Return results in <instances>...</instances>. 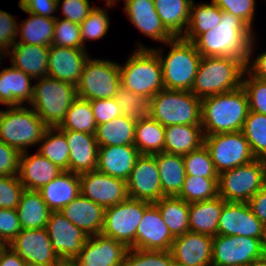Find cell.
<instances>
[{"mask_svg":"<svg viewBox=\"0 0 266 266\" xmlns=\"http://www.w3.org/2000/svg\"><path fill=\"white\" fill-rule=\"evenodd\" d=\"M81 195L107 208L128 198L126 181L97 170L79 175Z\"/></svg>","mask_w":266,"mask_h":266,"instance_id":"e0dca14e","label":"cell"},{"mask_svg":"<svg viewBox=\"0 0 266 266\" xmlns=\"http://www.w3.org/2000/svg\"><path fill=\"white\" fill-rule=\"evenodd\" d=\"M21 152L19 164V179L26 190L39 191L44 185L52 181L63 170L53 164L48 158L36 152L34 155Z\"/></svg>","mask_w":266,"mask_h":266,"instance_id":"484cf974","label":"cell"},{"mask_svg":"<svg viewBox=\"0 0 266 266\" xmlns=\"http://www.w3.org/2000/svg\"><path fill=\"white\" fill-rule=\"evenodd\" d=\"M186 176L218 178L214 163L207 147L203 144L196 150L183 156Z\"/></svg>","mask_w":266,"mask_h":266,"instance_id":"bcb514c9","label":"cell"},{"mask_svg":"<svg viewBox=\"0 0 266 266\" xmlns=\"http://www.w3.org/2000/svg\"><path fill=\"white\" fill-rule=\"evenodd\" d=\"M246 70L253 76L261 80H266V51L257 55L255 59L249 60Z\"/></svg>","mask_w":266,"mask_h":266,"instance_id":"6125c7cd","label":"cell"},{"mask_svg":"<svg viewBox=\"0 0 266 266\" xmlns=\"http://www.w3.org/2000/svg\"><path fill=\"white\" fill-rule=\"evenodd\" d=\"M149 105V115L164 127L201 125V99L191 91L163 89Z\"/></svg>","mask_w":266,"mask_h":266,"instance_id":"52a82bcc","label":"cell"},{"mask_svg":"<svg viewBox=\"0 0 266 266\" xmlns=\"http://www.w3.org/2000/svg\"><path fill=\"white\" fill-rule=\"evenodd\" d=\"M108 10L102 7H95L89 15L80 23L81 39L85 48L86 40H98L104 38L110 27Z\"/></svg>","mask_w":266,"mask_h":266,"instance_id":"7dc6e473","label":"cell"},{"mask_svg":"<svg viewBox=\"0 0 266 266\" xmlns=\"http://www.w3.org/2000/svg\"><path fill=\"white\" fill-rule=\"evenodd\" d=\"M201 125H171L165 127L164 152L185 156L204 144Z\"/></svg>","mask_w":266,"mask_h":266,"instance_id":"1f68e13d","label":"cell"},{"mask_svg":"<svg viewBox=\"0 0 266 266\" xmlns=\"http://www.w3.org/2000/svg\"><path fill=\"white\" fill-rule=\"evenodd\" d=\"M33 78L22 70L13 66L0 71V104L21 106L27 101L30 104L33 98Z\"/></svg>","mask_w":266,"mask_h":266,"instance_id":"f1b7e54d","label":"cell"},{"mask_svg":"<svg viewBox=\"0 0 266 266\" xmlns=\"http://www.w3.org/2000/svg\"><path fill=\"white\" fill-rule=\"evenodd\" d=\"M165 127L150 115L136 121L134 146L140 154L164 152Z\"/></svg>","mask_w":266,"mask_h":266,"instance_id":"8d00e7d4","label":"cell"},{"mask_svg":"<svg viewBox=\"0 0 266 266\" xmlns=\"http://www.w3.org/2000/svg\"><path fill=\"white\" fill-rule=\"evenodd\" d=\"M128 249L124 243L100 233L88 236L72 262L76 266H124Z\"/></svg>","mask_w":266,"mask_h":266,"instance_id":"ac0fdd59","label":"cell"},{"mask_svg":"<svg viewBox=\"0 0 266 266\" xmlns=\"http://www.w3.org/2000/svg\"><path fill=\"white\" fill-rule=\"evenodd\" d=\"M261 247L266 258V224L263 226V234L261 238Z\"/></svg>","mask_w":266,"mask_h":266,"instance_id":"e7e4bbea","label":"cell"},{"mask_svg":"<svg viewBox=\"0 0 266 266\" xmlns=\"http://www.w3.org/2000/svg\"><path fill=\"white\" fill-rule=\"evenodd\" d=\"M21 152L0 141V176L18 175Z\"/></svg>","mask_w":266,"mask_h":266,"instance_id":"9f6ffc18","label":"cell"},{"mask_svg":"<svg viewBox=\"0 0 266 266\" xmlns=\"http://www.w3.org/2000/svg\"><path fill=\"white\" fill-rule=\"evenodd\" d=\"M61 0H19L18 6L25 13L47 18H56L53 14L60 7Z\"/></svg>","mask_w":266,"mask_h":266,"instance_id":"6f0895ef","label":"cell"},{"mask_svg":"<svg viewBox=\"0 0 266 266\" xmlns=\"http://www.w3.org/2000/svg\"><path fill=\"white\" fill-rule=\"evenodd\" d=\"M157 14L174 37H183L189 24L193 0H153Z\"/></svg>","mask_w":266,"mask_h":266,"instance_id":"e575fe53","label":"cell"},{"mask_svg":"<svg viewBox=\"0 0 266 266\" xmlns=\"http://www.w3.org/2000/svg\"><path fill=\"white\" fill-rule=\"evenodd\" d=\"M246 64L229 56L202 57L191 92L199 99L242 86Z\"/></svg>","mask_w":266,"mask_h":266,"instance_id":"3957f363","label":"cell"},{"mask_svg":"<svg viewBox=\"0 0 266 266\" xmlns=\"http://www.w3.org/2000/svg\"><path fill=\"white\" fill-rule=\"evenodd\" d=\"M5 55H7V51H5V50H3V49L0 48V62H1V59H2ZM0 64H1V63H0Z\"/></svg>","mask_w":266,"mask_h":266,"instance_id":"89a4df30","label":"cell"},{"mask_svg":"<svg viewBox=\"0 0 266 266\" xmlns=\"http://www.w3.org/2000/svg\"><path fill=\"white\" fill-rule=\"evenodd\" d=\"M116 1L118 0H105L106 6H108V8H111L112 6L115 5L114 3H116Z\"/></svg>","mask_w":266,"mask_h":266,"instance_id":"a7ac6f4b","label":"cell"},{"mask_svg":"<svg viewBox=\"0 0 266 266\" xmlns=\"http://www.w3.org/2000/svg\"><path fill=\"white\" fill-rule=\"evenodd\" d=\"M166 44L170 46L167 56L161 48L153 49L161 61L164 89L191 91L202 56L193 42L183 37H174Z\"/></svg>","mask_w":266,"mask_h":266,"instance_id":"277c9868","label":"cell"},{"mask_svg":"<svg viewBox=\"0 0 266 266\" xmlns=\"http://www.w3.org/2000/svg\"><path fill=\"white\" fill-rule=\"evenodd\" d=\"M254 33L242 19L221 10L220 23L199 35L193 44L202 57L229 56L247 64L255 48Z\"/></svg>","mask_w":266,"mask_h":266,"instance_id":"6da1fadb","label":"cell"},{"mask_svg":"<svg viewBox=\"0 0 266 266\" xmlns=\"http://www.w3.org/2000/svg\"><path fill=\"white\" fill-rule=\"evenodd\" d=\"M219 196L218 178L186 176L183 188L178 195L187 203L210 200Z\"/></svg>","mask_w":266,"mask_h":266,"instance_id":"ee69618b","label":"cell"},{"mask_svg":"<svg viewBox=\"0 0 266 266\" xmlns=\"http://www.w3.org/2000/svg\"><path fill=\"white\" fill-rule=\"evenodd\" d=\"M12 66L22 70L33 80L48 76L49 47L15 43L7 51Z\"/></svg>","mask_w":266,"mask_h":266,"instance_id":"83f0119b","label":"cell"},{"mask_svg":"<svg viewBox=\"0 0 266 266\" xmlns=\"http://www.w3.org/2000/svg\"><path fill=\"white\" fill-rule=\"evenodd\" d=\"M250 266H266V258L258 262L252 263Z\"/></svg>","mask_w":266,"mask_h":266,"instance_id":"003e7915","label":"cell"},{"mask_svg":"<svg viewBox=\"0 0 266 266\" xmlns=\"http://www.w3.org/2000/svg\"><path fill=\"white\" fill-rule=\"evenodd\" d=\"M224 201L220 196L210 200L189 203V231L214 237Z\"/></svg>","mask_w":266,"mask_h":266,"instance_id":"4dcf8cb0","label":"cell"},{"mask_svg":"<svg viewBox=\"0 0 266 266\" xmlns=\"http://www.w3.org/2000/svg\"><path fill=\"white\" fill-rule=\"evenodd\" d=\"M242 132L255 158L266 160V115L249 111Z\"/></svg>","mask_w":266,"mask_h":266,"instance_id":"7bdbcfd3","label":"cell"},{"mask_svg":"<svg viewBox=\"0 0 266 266\" xmlns=\"http://www.w3.org/2000/svg\"><path fill=\"white\" fill-rule=\"evenodd\" d=\"M24 190L18 175L0 176V208L16 209Z\"/></svg>","mask_w":266,"mask_h":266,"instance_id":"816d5d0a","label":"cell"},{"mask_svg":"<svg viewBox=\"0 0 266 266\" xmlns=\"http://www.w3.org/2000/svg\"><path fill=\"white\" fill-rule=\"evenodd\" d=\"M115 99L122 115L128 119L137 121L149 116L150 100L147 97L135 94L120 85Z\"/></svg>","mask_w":266,"mask_h":266,"instance_id":"f6af8a7d","label":"cell"},{"mask_svg":"<svg viewBox=\"0 0 266 266\" xmlns=\"http://www.w3.org/2000/svg\"><path fill=\"white\" fill-rule=\"evenodd\" d=\"M204 145L210 152L218 174L255 159L242 131L205 135Z\"/></svg>","mask_w":266,"mask_h":266,"instance_id":"7c38bea8","label":"cell"},{"mask_svg":"<svg viewBox=\"0 0 266 266\" xmlns=\"http://www.w3.org/2000/svg\"><path fill=\"white\" fill-rule=\"evenodd\" d=\"M22 229L46 228L51 210L36 190H24L16 208Z\"/></svg>","mask_w":266,"mask_h":266,"instance_id":"836d02e7","label":"cell"},{"mask_svg":"<svg viewBox=\"0 0 266 266\" xmlns=\"http://www.w3.org/2000/svg\"><path fill=\"white\" fill-rule=\"evenodd\" d=\"M264 224L246 202H225L218 221V234L247 236L261 241Z\"/></svg>","mask_w":266,"mask_h":266,"instance_id":"d6986e66","label":"cell"},{"mask_svg":"<svg viewBox=\"0 0 266 266\" xmlns=\"http://www.w3.org/2000/svg\"><path fill=\"white\" fill-rule=\"evenodd\" d=\"M161 191L164 196H178L186 178L183 156L166 152L155 154Z\"/></svg>","mask_w":266,"mask_h":266,"instance_id":"d6a6232c","label":"cell"},{"mask_svg":"<svg viewBox=\"0 0 266 266\" xmlns=\"http://www.w3.org/2000/svg\"><path fill=\"white\" fill-rule=\"evenodd\" d=\"M40 143L38 153L48 158L63 171H69L70 148L65 134L58 127L48 128Z\"/></svg>","mask_w":266,"mask_h":266,"instance_id":"60d3db41","label":"cell"},{"mask_svg":"<svg viewBox=\"0 0 266 266\" xmlns=\"http://www.w3.org/2000/svg\"><path fill=\"white\" fill-rule=\"evenodd\" d=\"M90 57L76 84L78 98L87 101L114 98L121 85L119 63Z\"/></svg>","mask_w":266,"mask_h":266,"instance_id":"30bf717a","label":"cell"},{"mask_svg":"<svg viewBox=\"0 0 266 266\" xmlns=\"http://www.w3.org/2000/svg\"><path fill=\"white\" fill-rule=\"evenodd\" d=\"M136 121L124 115L97 125L96 141L99 147L134 145Z\"/></svg>","mask_w":266,"mask_h":266,"instance_id":"d590c367","label":"cell"},{"mask_svg":"<svg viewBox=\"0 0 266 266\" xmlns=\"http://www.w3.org/2000/svg\"><path fill=\"white\" fill-rule=\"evenodd\" d=\"M60 266H76V265L71 261V262H62Z\"/></svg>","mask_w":266,"mask_h":266,"instance_id":"2644e50d","label":"cell"},{"mask_svg":"<svg viewBox=\"0 0 266 266\" xmlns=\"http://www.w3.org/2000/svg\"><path fill=\"white\" fill-rule=\"evenodd\" d=\"M213 237L188 231L174 238L173 260L186 266H212Z\"/></svg>","mask_w":266,"mask_h":266,"instance_id":"44dd1931","label":"cell"},{"mask_svg":"<svg viewBox=\"0 0 266 266\" xmlns=\"http://www.w3.org/2000/svg\"><path fill=\"white\" fill-rule=\"evenodd\" d=\"M264 258L259 239L220 234L213 237L212 266H250Z\"/></svg>","mask_w":266,"mask_h":266,"instance_id":"4fadbf2b","label":"cell"},{"mask_svg":"<svg viewBox=\"0 0 266 266\" xmlns=\"http://www.w3.org/2000/svg\"><path fill=\"white\" fill-rule=\"evenodd\" d=\"M36 80L29 105L49 128L60 127L68 109L78 98L76 85L50 76Z\"/></svg>","mask_w":266,"mask_h":266,"instance_id":"8992f818","label":"cell"},{"mask_svg":"<svg viewBox=\"0 0 266 266\" xmlns=\"http://www.w3.org/2000/svg\"><path fill=\"white\" fill-rule=\"evenodd\" d=\"M249 111L248 96L242 86L202 99L201 127L204 135L242 131Z\"/></svg>","mask_w":266,"mask_h":266,"instance_id":"7a4b0ae2","label":"cell"},{"mask_svg":"<svg viewBox=\"0 0 266 266\" xmlns=\"http://www.w3.org/2000/svg\"><path fill=\"white\" fill-rule=\"evenodd\" d=\"M222 11L242 19L252 30L255 16V0H212Z\"/></svg>","mask_w":266,"mask_h":266,"instance_id":"f5cc1de1","label":"cell"},{"mask_svg":"<svg viewBox=\"0 0 266 266\" xmlns=\"http://www.w3.org/2000/svg\"><path fill=\"white\" fill-rule=\"evenodd\" d=\"M26 266H38V265H31V264H26Z\"/></svg>","mask_w":266,"mask_h":266,"instance_id":"753ad0ef","label":"cell"},{"mask_svg":"<svg viewBox=\"0 0 266 266\" xmlns=\"http://www.w3.org/2000/svg\"><path fill=\"white\" fill-rule=\"evenodd\" d=\"M243 77L242 87L248 96L249 110L266 115V80L253 77L247 70Z\"/></svg>","mask_w":266,"mask_h":266,"instance_id":"f907efd6","label":"cell"},{"mask_svg":"<svg viewBox=\"0 0 266 266\" xmlns=\"http://www.w3.org/2000/svg\"><path fill=\"white\" fill-rule=\"evenodd\" d=\"M48 128L32 107L11 106L0 111V141L20 152L39 145Z\"/></svg>","mask_w":266,"mask_h":266,"instance_id":"ba28073f","label":"cell"},{"mask_svg":"<svg viewBox=\"0 0 266 266\" xmlns=\"http://www.w3.org/2000/svg\"><path fill=\"white\" fill-rule=\"evenodd\" d=\"M171 266H186L185 264L179 263L177 261H173Z\"/></svg>","mask_w":266,"mask_h":266,"instance_id":"8c879c8a","label":"cell"},{"mask_svg":"<svg viewBox=\"0 0 266 266\" xmlns=\"http://www.w3.org/2000/svg\"><path fill=\"white\" fill-rule=\"evenodd\" d=\"M119 64L121 86L149 100L164 89L161 61L153 48L139 43L138 49Z\"/></svg>","mask_w":266,"mask_h":266,"instance_id":"5b68a950","label":"cell"},{"mask_svg":"<svg viewBox=\"0 0 266 266\" xmlns=\"http://www.w3.org/2000/svg\"><path fill=\"white\" fill-rule=\"evenodd\" d=\"M62 13L66 20L79 24L89 15L94 8L90 6L89 0H63Z\"/></svg>","mask_w":266,"mask_h":266,"instance_id":"680465c9","label":"cell"},{"mask_svg":"<svg viewBox=\"0 0 266 266\" xmlns=\"http://www.w3.org/2000/svg\"><path fill=\"white\" fill-rule=\"evenodd\" d=\"M154 204L174 237L189 231V203L178 196H163Z\"/></svg>","mask_w":266,"mask_h":266,"instance_id":"f35d334b","label":"cell"},{"mask_svg":"<svg viewBox=\"0 0 266 266\" xmlns=\"http://www.w3.org/2000/svg\"><path fill=\"white\" fill-rule=\"evenodd\" d=\"M252 213L266 224V185L254 194L247 202Z\"/></svg>","mask_w":266,"mask_h":266,"instance_id":"94428289","label":"cell"},{"mask_svg":"<svg viewBox=\"0 0 266 266\" xmlns=\"http://www.w3.org/2000/svg\"><path fill=\"white\" fill-rule=\"evenodd\" d=\"M124 4L129 21L145 36L163 44L174 38L163 25L153 0H124Z\"/></svg>","mask_w":266,"mask_h":266,"instance_id":"7402d4cb","label":"cell"},{"mask_svg":"<svg viewBox=\"0 0 266 266\" xmlns=\"http://www.w3.org/2000/svg\"><path fill=\"white\" fill-rule=\"evenodd\" d=\"M52 45L70 47L75 49H87L83 47L81 29L79 24L56 17Z\"/></svg>","mask_w":266,"mask_h":266,"instance_id":"681fc988","label":"cell"},{"mask_svg":"<svg viewBox=\"0 0 266 266\" xmlns=\"http://www.w3.org/2000/svg\"><path fill=\"white\" fill-rule=\"evenodd\" d=\"M140 155L134 145L99 147L96 170L127 181Z\"/></svg>","mask_w":266,"mask_h":266,"instance_id":"d4e9b609","label":"cell"},{"mask_svg":"<svg viewBox=\"0 0 266 266\" xmlns=\"http://www.w3.org/2000/svg\"><path fill=\"white\" fill-rule=\"evenodd\" d=\"M29 18L22 20L18 25V36L21 40L15 43L40 45L50 47L54 36V25L56 18H47L40 15L28 13Z\"/></svg>","mask_w":266,"mask_h":266,"instance_id":"74e56055","label":"cell"},{"mask_svg":"<svg viewBox=\"0 0 266 266\" xmlns=\"http://www.w3.org/2000/svg\"><path fill=\"white\" fill-rule=\"evenodd\" d=\"M39 192L51 211H61L81 194L79 174L63 171Z\"/></svg>","mask_w":266,"mask_h":266,"instance_id":"f546056e","label":"cell"},{"mask_svg":"<svg viewBox=\"0 0 266 266\" xmlns=\"http://www.w3.org/2000/svg\"><path fill=\"white\" fill-rule=\"evenodd\" d=\"M90 105L97 125L111 121L113 118L122 116L121 109L115 97L109 99H95Z\"/></svg>","mask_w":266,"mask_h":266,"instance_id":"db71d44e","label":"cell"},{"mask_svg":"<svg viewBox=\"0 0 266 266\" xmlns=\"http://www.w3.org/2000/svg\"><path fill=\"white\" fill-rule=\"evenodd\" d=\"M129 198L156 203L164 195L154 155L141 154L126 181Z\"/></svg>","mask_w":266,"mask_h":266,"instance_id":"2e32d148","label":"cell"},{"mask_svg":"<svg viewBox=\"0 0 266 266\" xmlns=\"http://www.w3.org/2000/svg\"><path fill=\"white\" fill-rule=\"evenodd\" d=\"M9 247L7 241L0 235V253Z\"/></svg>","mask_w":266,"mask_h":266,"instance_id":"03108f58","label":"cell"},{"mask_svg":"<svg viewBox=\"0 0 266 266\" xmlns=\"http://www.w3.org/2000/svg\"><path fill=\"white\" fill-rule=\"evenodd\" d=\"M18 22L16 18L4 11L0 10V48L9 50L18 38Z\"/></svg>","mask_w":266,"mask_h":266,"instance_id":"11a10c76","label":"cell"},{"mask_svg":"<svg viewBox=\"0 0 266 266\" xmlns=\"http://www.w3.org/2000/svg\"><path fill=\"white\" fill-rule=\"evenodd\" d=\"M151 204L128 197L114 206L105 208L101 234L124 243L128 248L135 249L137 227L144 211Z\"/></svg>","mask_w":266,"mask_h":266,"instance_id":"8fae6325","label":"cell"},{"mask_svg":"<svg viewBox=\"0 0 266 266\" xmlns=\"http://www.w3.org/2000/svg\"><path fill=\"white\" fill-rule=\"evenodd\" d=\"M86 49L49 47L48 76L76 85L89 58Z\"/></svg>","mask_w":266,"mask_h":266,"instance_id":"603a6c76","label":"cell"},{"mask_svg":"<svg viewBox=\"0 0 266 266\" xmlns=\"http://www.w3.org/2000/svg\"><path fill=\"white\" fill-rule=\"evenodd\" d=\"M60 130H71L96 134L97 123L93 115L90 101L77 98L68 109Z\"/></svg>","mask_w":266,"mask_h":266,"instance_id":"b9f144b4","label":"cell"},{"mask_svg":"<svg viewBox=\"0 0 266 266\" xmlns=\"http://www.w3.org/2000/svg\"><path fill=\"white\" fill-rule=\"evenodd\" d=\"M174 238L158 207L152 203L137 227L135 249L170 251Z\"/></svg>","mask_w":266,"mask_h":266,"instance_id":"ffe728a7","label":"cell"},{"mask_svg":"<svg viewBox=\"0 0 266 266\" xmlns=\"http://www.w3.org/2000/svg\"><path fill=\"white\" fill-rule=\"evenodd\" d=\"M9 247L26 264L38 266H60L62 260L53 250L46 228L22 229L9 243Z\"/></svg>","mask_w":266,"mask_h":266,"instance_id":"5bb4252c","label":"cell"},{"mask_svg":"<svg viewBox=\"0 0 266 266\" xmlns=\"http://www.w3.org/2000/svg\"><path fill=\"white\" fill-rule=\"evenodd\" d=\"M60 212L87 236H94L102 231L105 208L81 194Z\"/></svg>","mask_w":266,"mask_h":266,"instance_id":"4316f807","label":"cell"},{"mask_svg":"<svg viewBox=\"0 0 266 266\" xmlns=\"http://www.w3.org/2000/svg\"><path fill=\"white\" fill-rule=\"evenodd\" d=\"M171 251H155L129 248L125 255L124 266H171Z\"/></svg>","mask_w":266,"mask_h":266,"instance_id":"c3c4849f","label":"cell"},{"mask_svg":"<svg viewBox=\"0 0 266 266\" xmlns=\"http://www.w3.org/2000/svg\"><path fill=\"white\" fill-rule=\"evenodd\" d=\"M221 9L211 0V3L191 4L189 24L183 36L193 42L199 35L212 30L220 23Z\"/></svg>","mask_w":266,"mask_h":266,"instance_id":"ab89813d","label":"cell"},{"mask_svg":"<svg viewBox=\"0 0 266 266\" xmlns=\"http://www.w3.org/2000/svg\"><path fill=\"white\" fill-rule=\"evenodd\" d=\"M0 266H26V262L8 247L0 253Z\"/></svg>","mask_w":266,"mask_h":266,"instance_id":"be15d7a7","label":"cell"},{"mask_svg":"<svg viewBox=\"0 0 266 266\" xmlns=\"http://www.w3.org/2000/svg\"><path fill=\"white\" fill-rule=\"evenodd\" d=\"M266 185V160L255 158L218 176V194L227 202H248Z\"/></svg>","mask_w":266,"mask_h":266,"instance_id":"9c48e42d","label":"cell"},{"mask_svg":"<svg viewBox=\"0 0 266 266\" xmlns=\"http://www.w3.org/2000/svg\"><path fill=\"white\" fill-rule=\"evenodd\" d=\"M70 148L69 171L82 174L97 168L99 145L95 134L61 130Z\"/></svg>","mask_w":266,"mask_h":266,"instance_id":"cb8c5ba5","label":"cell"},{"mask_svg":"<svg viewBox=\"0 0 266 266\" xmlns=\"http://www.w3.org/2000/svg\"><path fill=\"white\" fill-rule=\"evenodd\" d=\"M22 230L16 209L0 208V235L9 244Z\"/></svg>","mask_w":266,"mask_h":266,"instance_id":"91938a15","label":"cell"},{"mask_svg":"<svg viewBox=\"0 0 266 266\" xmlns=\"http://www.w3.org/2000/svg\"><path fill=\"white\" fill-rule=\"evenodd\" d=\"M46 230L53 250L62 262L73 261L86 242L88 236L73 225L60 211H51Z\"/></svg>","mask_w":266,"mask_h":266,"instance_id":"9a60e30c","label":"cell"}]
</instances>
